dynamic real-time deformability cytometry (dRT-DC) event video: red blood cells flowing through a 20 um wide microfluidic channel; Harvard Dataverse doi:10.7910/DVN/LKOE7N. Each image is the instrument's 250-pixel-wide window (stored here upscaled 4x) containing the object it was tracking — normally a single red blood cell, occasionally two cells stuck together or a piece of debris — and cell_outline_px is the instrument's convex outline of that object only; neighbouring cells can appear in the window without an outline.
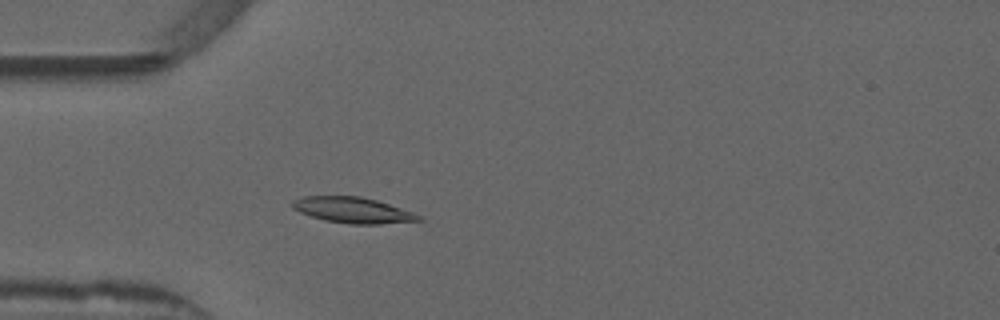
{"species": "common noctule bat (a hibernating species)", "species_latin": "Nyctalus noctula", "temperature_condition": "warm", "stored_images_in_passage": 53, "camera_frame_rate_fps": 3000, "um_per_image_px": 0.085, "animal": {"sex": "male", "forearm_length_mm": 52.5}, "frame": {"image": 1, "passage_image": 15, "time_ms": 4.667, "image_size_px": [1000, 320], "cell_outline_px": [[424, 220], [380, 224], [348, 224], [324, 220], [300, 212], [292, 208], [292, 200], [304, 196], [360, 196], [376, 200], [412, 212], [420, 216]], "centroid_in_image_um": [29.96, 17.86], "position_along_channel_um": 55.0, "area_um2": 18.84}}
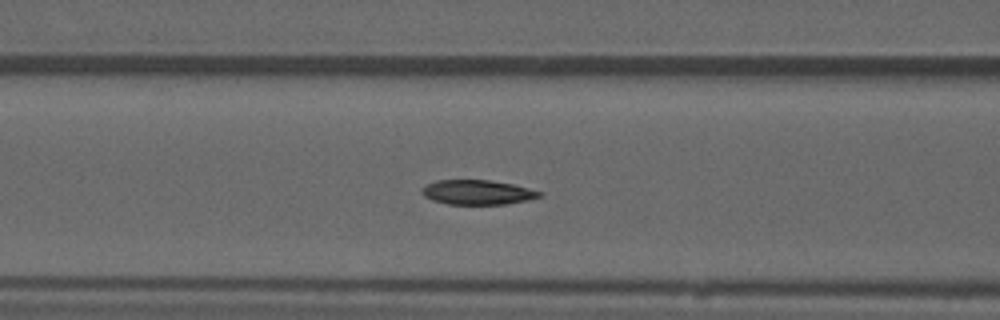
{"frame": {"image": 2, "passage_image": 21, "time_ms": 6.667, "image_size_px": [1000, 320], "cell_outline_px": [[544, 196], [528, 200], [508, 204], [448, 204], [432, 200], [424, 196], [420, 192], [420, 188], [436, 180], [488, 180], [512, 184], [544, 192]], "centroid_in_image_um": [40.6, 16.35], "position_along_channel_um": 126.0, "area_um2": 16.99}}
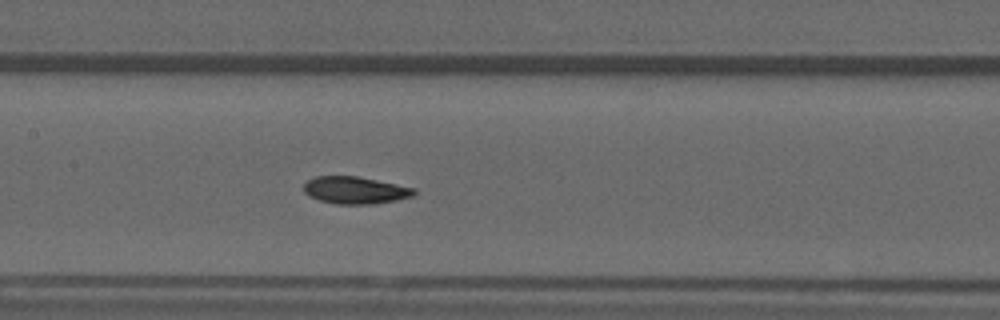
{"frame": {"image": 3, "passage_image": 25, "time_ms": 8.0, "image_size_px": [1000, 320], "cell_outline_px": [[416, 192], [412, 196], [396, 200], [372, 204], [336, 204], [320, 200], [308, 196], [304, 192], [304, 184], [308, 180], [316, 176], [356, 176], [416, 188]], "centroid_in_image_um": [30.17, 16.17], "position_along_channel_um": 177.2, "area_um2": 17.4}, "authors_computed_cell_mechanics": {"area_um2": 17.4556, "velocity_mm_per_s": 3.8492, "shape_relaxation_time_tau1_ms": 5.223, "shape_relaxation_time_tau2_ms": 2.2872, "deformation_change_tau1": 0.161, "deformation_change_tau2": 0.0722}}